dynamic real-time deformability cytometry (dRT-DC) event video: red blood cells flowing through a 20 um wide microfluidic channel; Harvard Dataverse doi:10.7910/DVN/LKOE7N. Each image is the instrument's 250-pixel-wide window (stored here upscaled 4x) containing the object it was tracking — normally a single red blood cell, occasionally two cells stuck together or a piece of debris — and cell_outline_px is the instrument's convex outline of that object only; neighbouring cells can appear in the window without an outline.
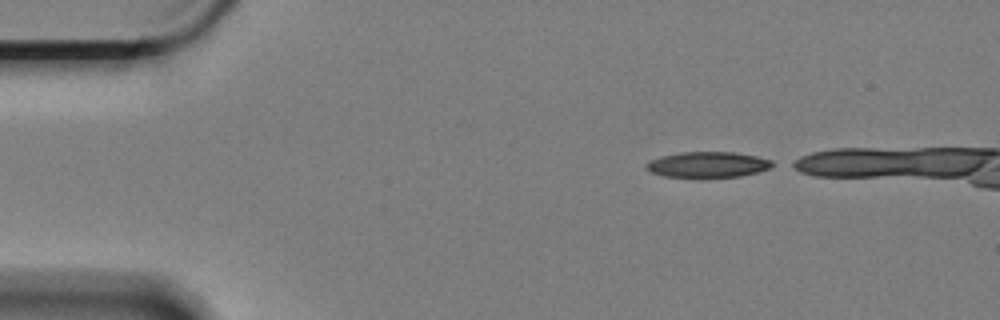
{"species": "Egyptian fruit bat (a non-hibernating species)", "species_latin": "Rousettus aegyptiacus", "temperature_condition": "cold", "stored_images_in_passage": 14, "camera_frame_rate_fps": 3000, "um_per_image_px": 0.085, "animal": {"sex": "female"}, "frame": {"image": 1, "passage_image": 1, "time_ms": 0.0, "image_size_px": [1000, 320], "cell_outline_px": [[780, 164], [772, 168], [740, 176], [700, 180], [696, 180], [664, 176], [648, 172], [644, 168], [644, 164], [648, 160], [660, 156], [680, 152], [736, 152], [756, 156], [772, 160]], "centroid_in_image_um": [60.13, 14.03], "position_along_channel_um": 24.9, "area_um2": 20.17}}
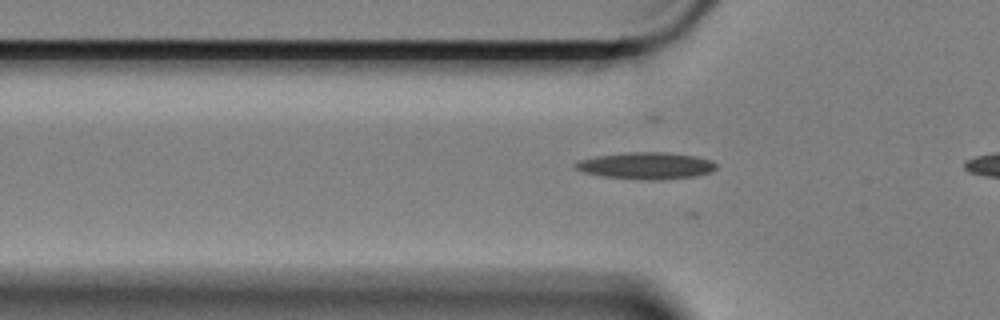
{"frame": {"image": 2, "passage_image": 11, "time_ms": 3.333, "image_size_px": [1000, 320], "cell_outline_px": [[716, 168], [712, 172], [696, 176], [660, 180], [640, 180], [600, 176], [584, 172], [576, 168], [572, 164], [580, 160], [596, 156], [628, 152], [664, 152], [692, 156], [712, 160], [716, 164]], "centroid_in_image_um": [54.92, 14.1], "position_along_channel_um": 70.9, "area_um2": 22.08}}